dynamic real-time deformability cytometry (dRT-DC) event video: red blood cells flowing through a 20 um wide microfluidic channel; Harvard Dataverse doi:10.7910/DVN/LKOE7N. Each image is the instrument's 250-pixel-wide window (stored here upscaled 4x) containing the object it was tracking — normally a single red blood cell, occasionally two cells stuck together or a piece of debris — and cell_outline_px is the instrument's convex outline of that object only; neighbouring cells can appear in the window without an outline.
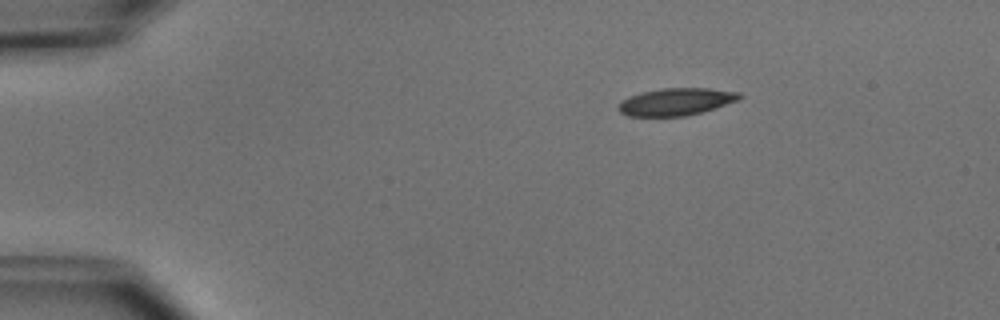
{"species": "common noctule bat (a hibernating species)", "species_latin": "Nyctalus noctula", "temperature_condition": "cold", "stored_images_in_passage": 3, "camera_frame_rate_fps": 3000, "um_per_image_px": 0.085, "animal": {"sex": "male", "body_mass_g": 15.6}, "frame": {"image": 1, "passage_image": 1, "time_ms": 0.0, "image_size_px": [1000, 320], "cell_outline_px": [[744, 96], [740, 100], [716, 108], [684, 116], [628, 116], [620, 112], [616, 108], [620, 100], [628, 96], [644, 92], [664, 88], [708, 88], [740, 92]], "centroid_in_image_um": [57.48, 8.64], "position_along_channel_um": 27.5, "area_um2": 19.42}}